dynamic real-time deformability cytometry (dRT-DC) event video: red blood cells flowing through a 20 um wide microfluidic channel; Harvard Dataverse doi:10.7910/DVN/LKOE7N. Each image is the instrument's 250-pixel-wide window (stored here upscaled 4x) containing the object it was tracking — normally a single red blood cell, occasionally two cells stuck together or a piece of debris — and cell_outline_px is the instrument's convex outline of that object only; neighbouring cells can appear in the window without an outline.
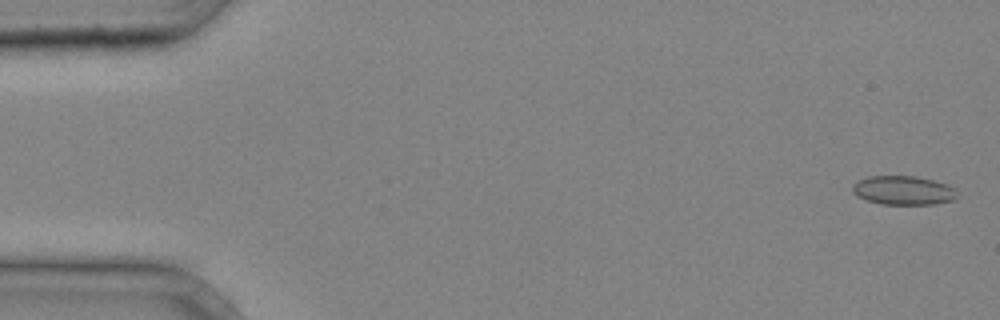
{"species": "common noctule bat (a hibernating species)", "species_latin": "Nyctalus noctula", "temperature_condition": "cold", "stored_images_in_passage": 38, "camera_frame_rate_fps": 3000, "um_per_image_px": 0.085, "animal": {"sex": "male", "body_mass_g": 20.4}, "frame": {"image": 1, "passage_image": 1, "time_ms": 0.0, "image_size_px": [1000, 320], "cell_outline_px": [[956, 196], [952, 200], [936, 204], [880, 204], [856, 196], [852, 192], [852, 184], [856, 180], [868, 176], [916, 176], [932, 180], [956, 188]], "centroid_in_image_um": [76.73, 16.17], "position_along_channel_um": 8.3, "area_um2": 17.69}}
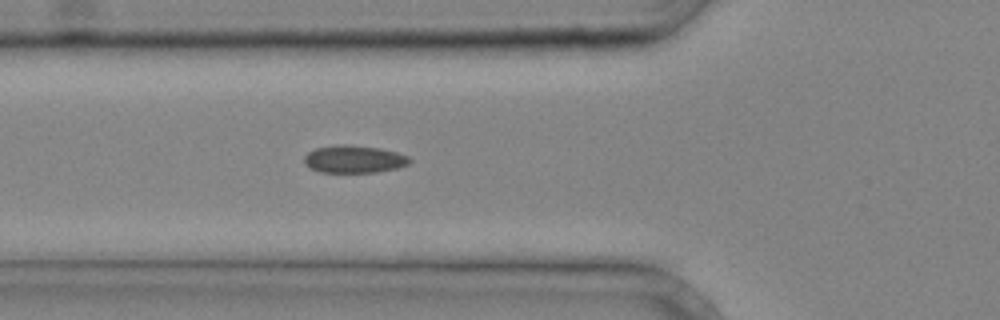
{"frame": {"image": 2, "passage_image": 14, "time_ms": 4.333, "image_size_px": [1000, 320], "cell_outline_px": [[412, 160], [408, 164], [396, 168], [376, 172], [320, 172], [308, 168], [304, 164], [304, 156], [308, 152], [316, 148], [340, 144], [348, 144], [380, 148], [396, 152], [408, 156]], "centroid_in_image_um": [30.06, 13.52], "position_along_channel_um": 95.7, "area_um2": 16.99}}
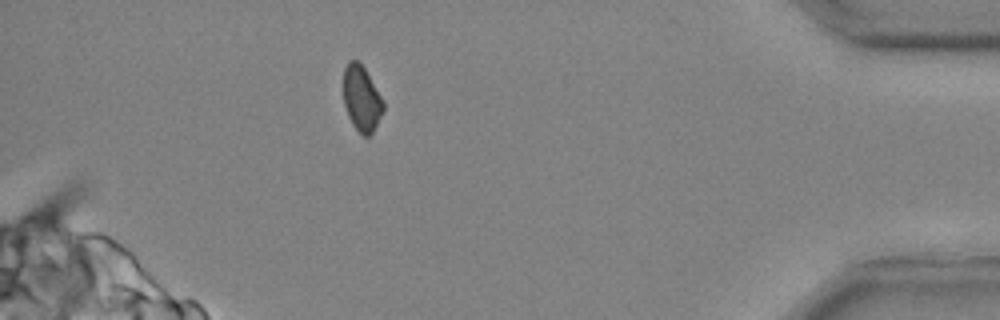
{"frame": {"image": 3, "passage_image": 35, "time_ms": 11.333, "image_size_px": [1000, 320], "cell_outline_px": [[384, 108], [372, 132], [368, 136], [364, 136], [352, 124], [348, 116], [344, 104], [344, 68], [348, 60], [356, 60], [364, 68], [384, 100]], "centroid_in_image_um": [30.73, 8.36], "position_along_channel_um": 404.5, "area_um2": 14.97}}